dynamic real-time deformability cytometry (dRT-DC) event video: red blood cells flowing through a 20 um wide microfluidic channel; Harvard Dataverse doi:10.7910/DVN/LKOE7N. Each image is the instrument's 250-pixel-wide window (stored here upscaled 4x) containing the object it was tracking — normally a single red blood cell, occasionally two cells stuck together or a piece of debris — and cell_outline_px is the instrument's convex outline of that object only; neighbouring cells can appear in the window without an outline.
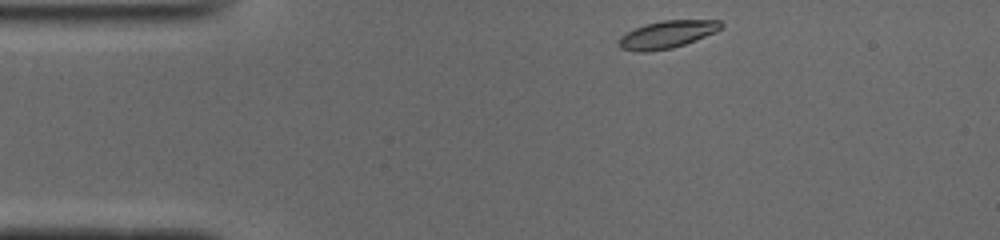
{"species": "common noctule bat (a hibernating species)", "species_latin": "Nyctalus noctula", "temperature_condition": "cold", "stored_images_in_passage": 43, "camera_frame_rate_fps": 3000, "um_per_image_px": 0.085, "animal": {"sex": "male", "body_mass_g": 19.0, "forearm_length_mm": 50.8}, "frame": {"image": 1, "passage_image": 1, "time_ms": 0.0, "image_size_px": [1000, 240], "cell_outline_px": [[724, 24], [716, 32], [696, 40], [672, 48], [644, 52], [640, 52], [620, 48], [620, 36], [644, 24], [664, 20], [720, 20]], "centroid_in_image_um": [56.74, 2.92], "position_along_channel_um": 28.3, "area_um2": 16.18}}
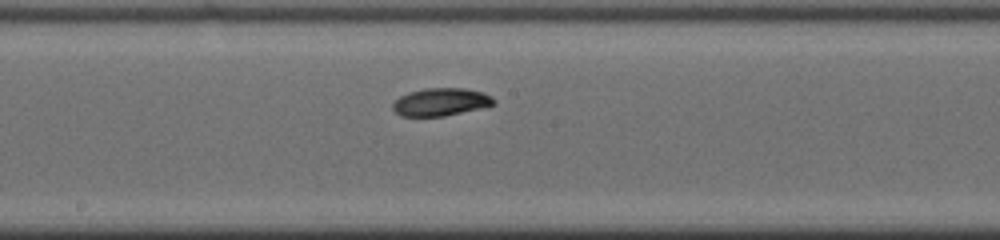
{"frame": {"image": 2, "passage_image": 19, "time_ms": 6.0, "image_size_px": [1000, 240], "cell_outline_px": [[496, 104], [444, 116], [404, 116], [396, 112], [392, 108], [392, 104], [400, 96], [408, 92], [424, 88], [464, 88], [484, 92], [492, 96], [496, 100]], "centroid_in_image_um": [37.48, 8.65], "position_along_channel_um": 210.7, "area_um2": 16.3}}
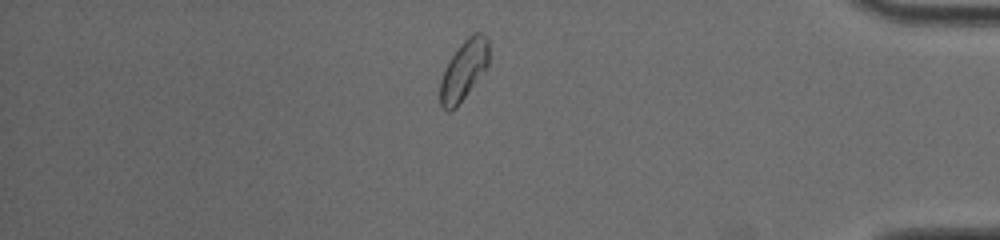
{"frame": {"image": 3, "passage_image": 36, "time_ms": 11.667, "image_size_px": [1000, 240], "cell_outline_px": [[488, 64], [456, 108], [448, 112], [440, 104], [440, 80], [452, 56], [460, 44], [472, 32], [480, 32], [488, 40]], "centroid_in_image_um": [39.4, 5.96], "position_along_channel_um": 395.8, "area_um2": 16.47}, "authors_computed_cell_mechanics": {"area_um2": 16.473, "velocity_mm_per_s": 3.8825, "shape_relaxation_time_tau1_ms": 3.5232, "shape_relaxation_time_tau2_ms": null, "deformation_change_tau1": 0.1216, "deformation_change_tau2": null}}